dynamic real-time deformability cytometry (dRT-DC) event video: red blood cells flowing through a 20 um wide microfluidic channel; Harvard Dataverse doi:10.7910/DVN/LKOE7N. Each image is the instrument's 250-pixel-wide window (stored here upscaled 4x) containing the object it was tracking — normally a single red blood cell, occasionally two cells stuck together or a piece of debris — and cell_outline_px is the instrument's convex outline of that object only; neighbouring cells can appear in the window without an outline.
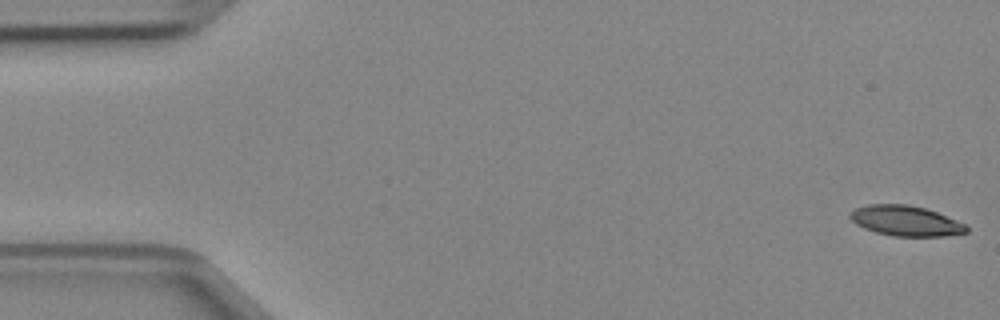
{"species": "Egyptian fruit bat (a non-hibernating species)", "species_latin": "Rousettus aegyptiacus", "temperature_condition": "cold", "stored_images_in_passage": 47, "camera_frame_rate_fps": 3000, "um_per_image_px": 0.085, "animal": {"sex": "female"}, "frame": {"image": 1, "passage_image": 1, "time_ms": 0.0, "image_size_px": [1000, 320], "cell_outline_px": [[968, 232], [944, 236], [896, 236], [876, 232], [864, 228], [856, 224], [848, 216], [856, 208], [868, 204], [908, 204], [924, 208], [936, 212], [968, 224]], "centroid_in_image_um": [77.01, 18.77], "position_along_channel_um": 8.0, "area_um2": 20.46}}
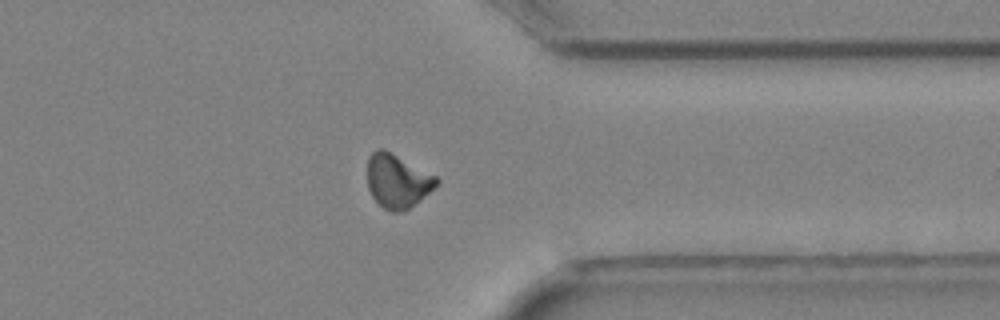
{"frame": {"image": 2, "passage_image": 37, "time_ms": 12.0, "image_size_px": [1000, 320], "cell_outline_px": [[440, 180], [420, 200], [408, 208], [400, 212], [392, 212], [384, 208], [372, 196], [368, 188], [368, 156], [376, 148], [384, 148], [436, 176]], "centroid_in_image_um": [33.75, 15.36], "position_along_channel_um": 377.7, "area_um2": 21.39}}
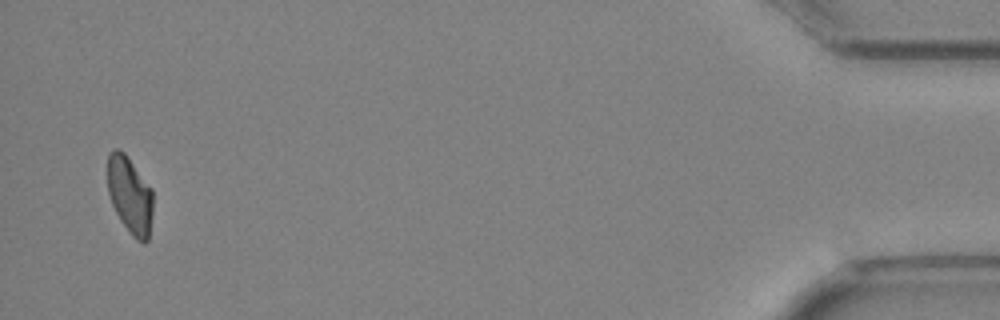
{"frame": {"image": 3, "passage_image": 46, "time_ms": 15.0, "image_size_px": [1000, 320], "cell_outline_px": [[152, 216], [148, 240], [144, 244], [136, 240], [132, 236], [120, 220], [112, 204], [108, 192], [108, 152], [116, 148], [120, 148], [124, 152], [152, 188]], "centroid_in_image_um": [11.04, 16.59], "position_along_channel_um": 424.2, "area_um2": 20.52}}